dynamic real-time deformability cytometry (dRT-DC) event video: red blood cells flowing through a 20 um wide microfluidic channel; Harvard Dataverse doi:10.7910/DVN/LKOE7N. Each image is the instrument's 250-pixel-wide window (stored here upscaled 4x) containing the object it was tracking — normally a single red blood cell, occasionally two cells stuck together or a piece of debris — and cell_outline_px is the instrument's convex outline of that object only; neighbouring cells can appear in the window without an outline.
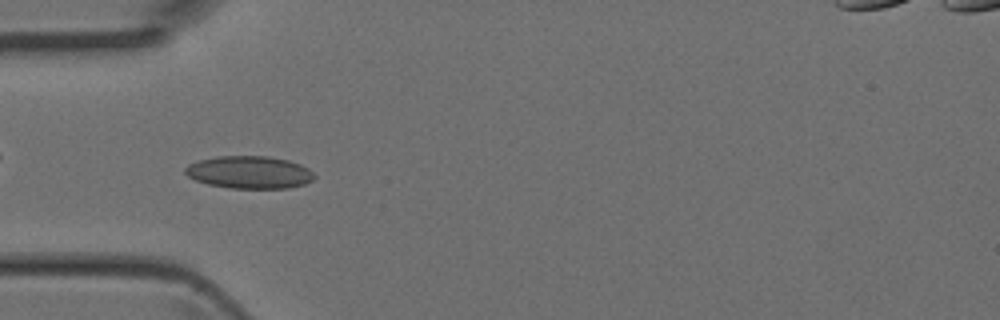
{"species": "Egyptian fruit bat (a non-hibernating species)", "species_latin": "Rousettus aegyptiacus", "temperature_condition": "room temperature", "stored_images_in_passage": 5, "camera_frame_rate_fps": 3000, "um_per_image_px": 0.085, "animal": {"sex": "female"}, "frame": {"image": 1, "passage_image": 5, "time_ms": 1.333, "image_size_px": [1000, 320], "cell_outline_px": [[316, 176], [312, 180], [304, 184], [288, 188], [228, 188], [208, 184], [196, 180], [188, 176], [184, 172], [184, 168], [188, 164], [200, 160], [216, 156], [268, 156], [288, 160], [300, 164], [308, 168]], "centroid_in_image_um": [21.19, 14.64], "position_along_channel_um": 63.8, "area_um2": 24.51}}